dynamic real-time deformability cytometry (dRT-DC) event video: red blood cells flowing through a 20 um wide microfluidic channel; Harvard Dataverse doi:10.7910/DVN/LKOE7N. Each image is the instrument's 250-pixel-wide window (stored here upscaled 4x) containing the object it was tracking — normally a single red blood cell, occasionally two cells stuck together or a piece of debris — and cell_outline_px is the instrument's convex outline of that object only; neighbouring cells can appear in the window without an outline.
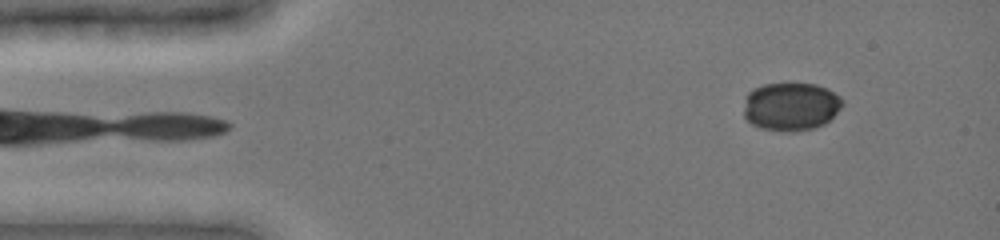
{"species": "common noctule bat (a hibernating species)", "species_latin": "Nyctalus noctula", "temperature_condition": "cold", "stored_images_in_passage": 32, "camera_frame_rate_fps": 3000, "um_per_image_px": 0.085, "animal": {"sex": "female", "body_mass_g": 19.0, "forearm_length_mm": 51.5}, "frame": {"image": 1, "passage_image": 1, "time_ms": 0.0, "image_size_px": [1000, 240], "cell_outline_px": [[844, 104], [824, 124], [816, 128], [792, 132], [788, 132], [760, 128], [752, 124], [744, 116], [744, 100], [748, 92], [764, 84], [816, 84], [828, 88], [840, 96], [844, 100]], "centroid_in_image_um": [67.23, 9.06], "position_along_channel_um": 17.8, "area_um2": 27.86}}
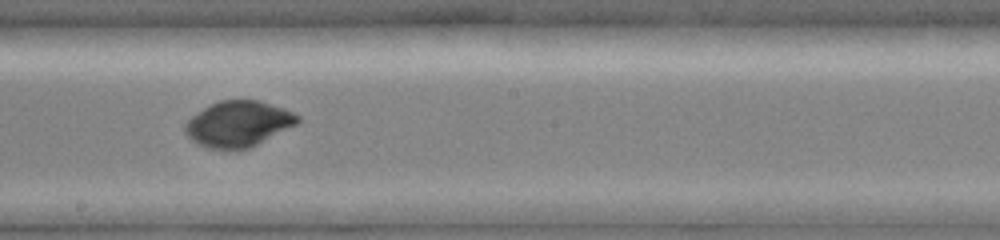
{"frame": {"image": 2, "passage_image": 18, "time_ms": 7.333, "image_size_px": [1000, 240], "cell_outline_px": [[300, 120], [296, 124], [248, 148], [236, 152], [208, 148], [196, 144], [184, 132], [184, 124], [192, 116], [204, 108], [220, 100], [260, 100], [284, 108], [300, 116]], "centroid_in_image_um": [20.22, 10.55], "position_along_channel_um": 228.0, "area_um2": 30.11}}
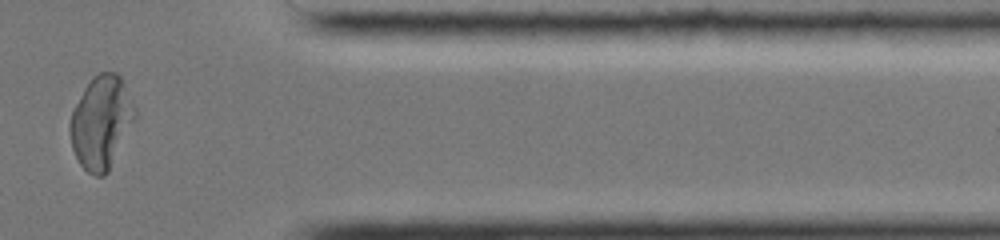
{"frame": {"image": 3, "passage_image": 27, "time_ms": 12.0, "image_size_px": [1000, 240], "cell_outline_px": [[136, 120], [108, 172], [104, 176], [96, 176], [88, 172], [80, 164], [72, 148], [68, 128], [68, 124], [72, 108], [84, 88], [92, 76], [100, 72], [116, 72], [120, 76], [136, 108]], "centroid_in_image_um": [8.6, 10.39], "position_along_channel_um": 402.8, "area_um2": 35.55}}